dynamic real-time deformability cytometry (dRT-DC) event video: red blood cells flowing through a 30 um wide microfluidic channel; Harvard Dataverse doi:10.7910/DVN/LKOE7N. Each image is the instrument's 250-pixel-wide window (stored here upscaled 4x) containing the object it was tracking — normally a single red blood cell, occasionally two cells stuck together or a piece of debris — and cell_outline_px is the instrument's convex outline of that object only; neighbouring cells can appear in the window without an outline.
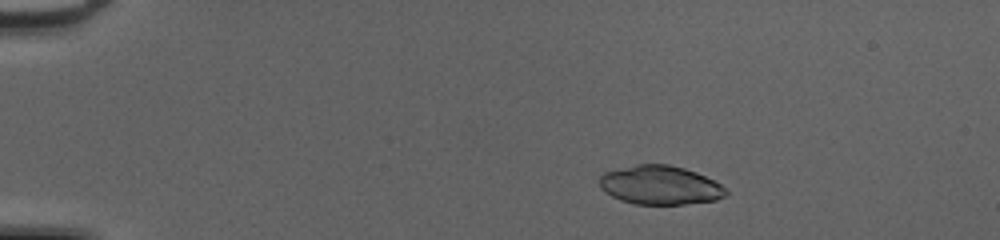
{"species": "common noctule bat (a hibernating species)", "species_latin": "Nyctalus noctula", "temperature_condition": "cold", "stored_images_in_passage": 43, "camera_frame_rate_fps": 3000, "um_per_image_px": 0.085, "animal": {"sex": "female", "body_mass_g": 20.0, "forearm_length_mm": 54.0}, "frame": {"image": 1, "passage_image": 2, "time_ms": 0.333, "image_size_px": [1000, 240], "cell_outline_px": [[728, 192], [724, 196], [716, 200], [684, 204], [636, 204], [620, 200], [612, 196], [600, 188], [600, 176], [604, 172], [636, 164], [668, 164], [684, 168], [696, 172], [720, 184]], "centroid_in_image_um": [56.09, 15.73], "position_along_channel_um": 28.9, "area_um2": 28.5}}
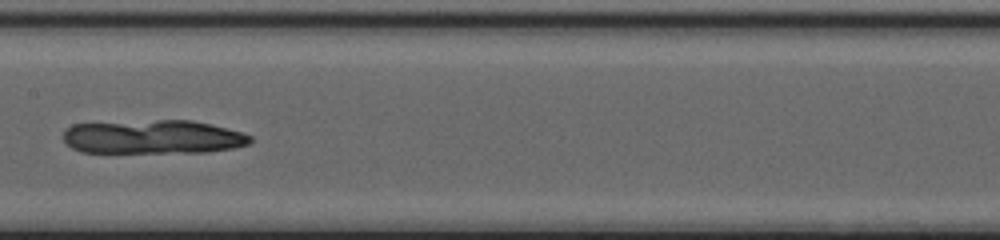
{"frame": {"image": 2, "passage_image": 20, "time_ms": 6.333, "image_size_px": [1000, 240], "cell_outline_px": [[252, 140], [248, 144], [232, 148], [208, 152], [80, 152], [72, 148], [64, 140], [64, 128], [72, 124], [160, 120], [192, 120], [240, 132], [252, 136]], "centroid_in_image_um": [12.97, 11.64], "position_along_channel_um": 194.4, "area_um2": 36.65}}
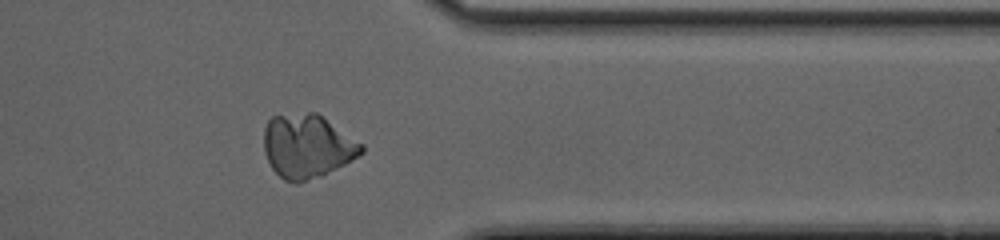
{"frame": {"image": 3, "passage_image": 34, "time_ms": 11.0, "image_size_px": [1000, 240], "cell_outline_px": [[364, 152], [344, 164], [320, 176], [296, 184], [284, 180], [272, 168], [264, 152], [264, 128], [268, 120], [272, 116], [308, 112], [316, 112], [364, 144]], "centroid_in_image_um": [26.11, 12.42], "position_along_channel_um": 385.3, "area_um2": 36.13}}